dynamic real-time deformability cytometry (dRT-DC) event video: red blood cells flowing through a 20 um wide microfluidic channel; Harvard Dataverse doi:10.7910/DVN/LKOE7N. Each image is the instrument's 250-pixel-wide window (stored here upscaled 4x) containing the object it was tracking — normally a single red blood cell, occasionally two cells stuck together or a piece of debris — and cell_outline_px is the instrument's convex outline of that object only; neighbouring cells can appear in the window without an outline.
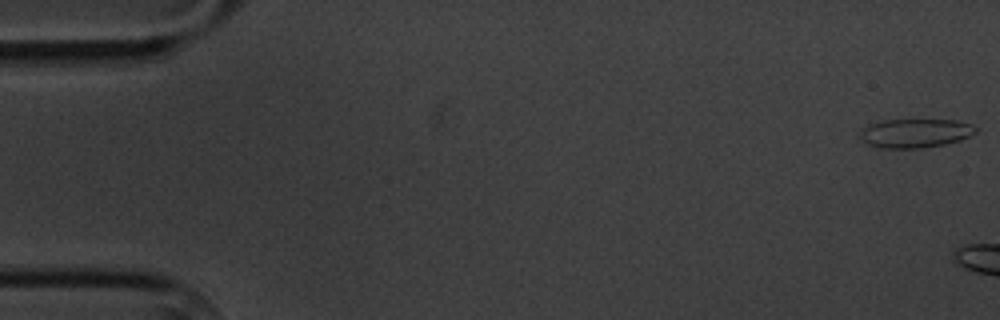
{"species": "common noctule bat (a hibernating species)", "species_latin": "Nyctalus noctula", "temperature_condition": "cold", "stored_images_in_passage": 3, "camera_frame_rate_fps": 3000, "um_per_image_px": 0.085, "animal": {"sex": "male", "body_mass_g": 20.1, "forearm_length_mm": 53.5}, "frame": {"image": 1, "passage_image": 1, "time_ms": 0.0, "image_size_px": [1000, 320], "cell_outline_px": [[976, 132], [960, 140], [944, 144], [920, 148], [876, 148], [868, 144], [860, 136], [860, 132], [868, 124], [884, 120], [956, 120], [972, 124], [976, 128]], "centroid_in_image_um": [77.79, 11.32], "position_along_channel_um": 7.2, "area_um2": 19.36}}